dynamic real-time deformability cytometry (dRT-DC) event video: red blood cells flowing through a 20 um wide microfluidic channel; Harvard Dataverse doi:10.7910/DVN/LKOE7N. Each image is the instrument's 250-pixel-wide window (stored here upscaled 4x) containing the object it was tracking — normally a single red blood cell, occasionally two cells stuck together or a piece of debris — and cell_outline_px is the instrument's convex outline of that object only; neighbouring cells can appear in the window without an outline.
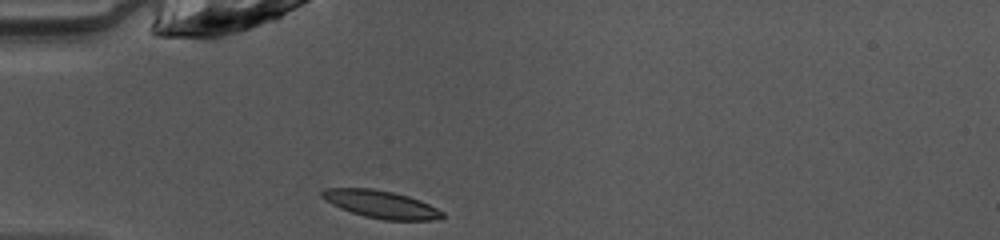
{"species": "common noctule bat (a hibernating species)", "species_latin": "Nyctalus noctula", "temperature_condition": "warm", "stored_images_in_passage": 36, "camera_frame_rate_fps": 3000, "um_per_image_px": 0.085, "animal": {"sex": "female", "body_mass_g": 10.0, "forearm_length_mm": 53.1}, "frame": {"image": 1, "passage_image": 1, "time_ms": 0.0, "image_size_px": [1000, 240], "cell_outline_px": [[444, 216], [436, 220], [384, 220], [364, 216], [340, 208], [324, 200], [320, 196], [320, 192], [324, 188], [372, 188], [392, 192], [408, 196], [420, 200], [444, 212]], "centroid_in_image_um": [32.36, 17.36], "position_along_channel_um": 52.6, "area_um2": 19.36}}
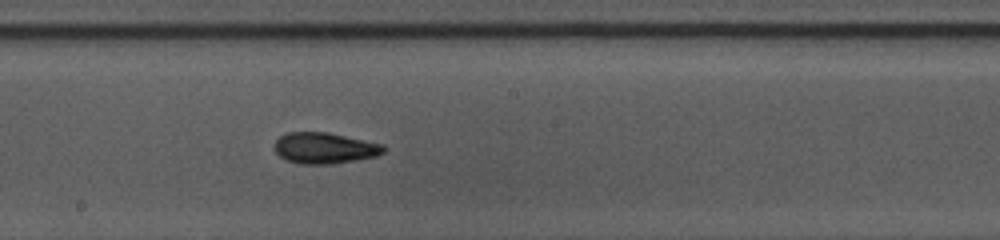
{"frame": {"image": 2, "passage_image": 14, "time_ms": 4.333, "image_size_px": [1000, 240], "cell_outline_px": [[384, 152], [376, 156], [356, 160], [332, 164], [300, 164], [284, 160], [276, 152], [276, 140], [280, 136], [288, 132], [328, 132], [384, 144]], "centroid_in_image_um": [27.59, 12.59], "position_along_channel_um": 220.6, "area_um2": 19.77}}
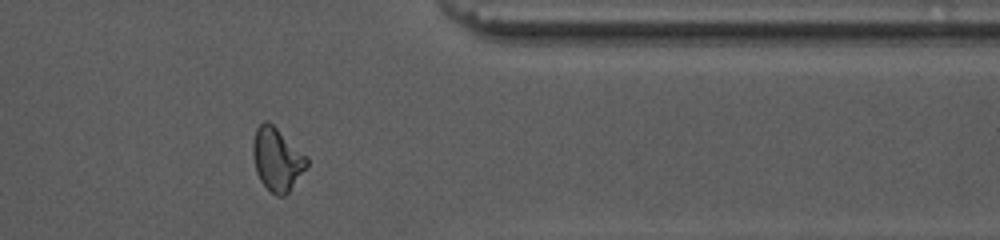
{"frame": {"image": 3, "passage_image": 27, "time_ms": 8.667, "image_size_px": [1000, 240], "cell_outline_px": [[308, 164], [288, 192], [284, 196], [276, 196], [260, 180], [256, 172], [252, 156], [252, 144], [256, 128], [264, 120], [272, 124], [308, 156]], "centroid_in_image_um": [23.53, 13.52], "position_along_channel_um": 387.9, "area_um2": 19.65}, "authors_computed_cell_mechanics": {"area_um2": 19.3052, "velocity_mm_per_s": 4.0872, "shape_relaxation_time_tau1_ms": 3.2444, "shape_relaxation_time_tau2_ms": 1.8941, "deformation_change_tau1": 0.1498, "deformation_change_tau2": 0.0927}}